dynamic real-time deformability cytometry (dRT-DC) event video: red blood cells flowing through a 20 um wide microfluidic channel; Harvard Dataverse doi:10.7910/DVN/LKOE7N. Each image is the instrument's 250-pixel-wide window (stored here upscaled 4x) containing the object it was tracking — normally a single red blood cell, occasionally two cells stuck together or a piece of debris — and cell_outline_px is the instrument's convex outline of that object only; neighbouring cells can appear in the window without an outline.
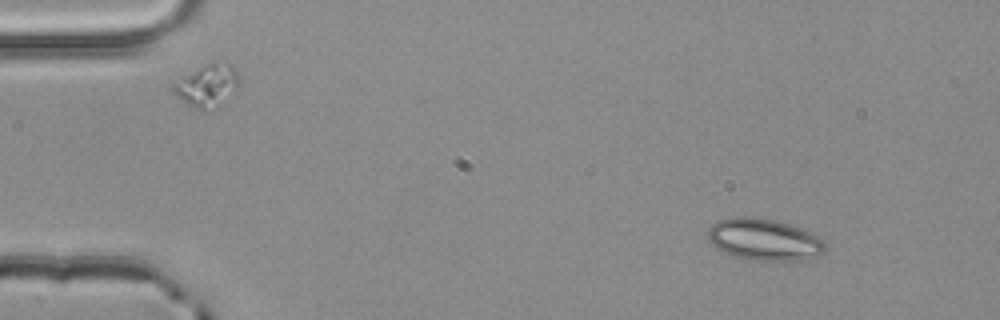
{"species": "common noctule bat (a hibernating species)", "species_latin": "Nyctalus noctula", "temperature_condition": "room temperature", "stored_images_in_passage": 3, "camera_frame_rate_fps": 3000, "um_per_image_px": 0.085, "animal": {"sex": "male", "body_mass_g": 20.4}, "frame": {"image": 1, "passage_image": 1, "time_ms": 0.0, "image_size_px": [1000, 320], "cell_outline_px": [[824, 252], [800, 260], [744, 260], [732, 256], [716, 248], [708, 240], [708, 228], [716, 220], [736, 216], [752, 216], [776, 220], [800, 228], [824, 240]], "centroid_in_image_um": [64.86, 20.35], "position_along_channel_um": 20.1, "area_um2": 28.55}}